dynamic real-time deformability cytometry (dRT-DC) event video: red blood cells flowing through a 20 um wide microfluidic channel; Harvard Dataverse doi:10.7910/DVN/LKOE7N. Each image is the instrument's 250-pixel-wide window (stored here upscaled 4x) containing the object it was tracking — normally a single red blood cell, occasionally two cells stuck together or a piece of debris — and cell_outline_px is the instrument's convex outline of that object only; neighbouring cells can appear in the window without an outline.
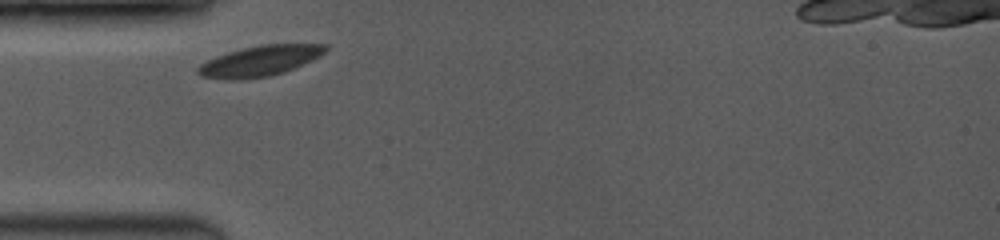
{"species": "common noctule bat (a hibernating species)", "species_latin": "Nyctalus noctula", "temperature_condition": "room temperature", "stored_images_in_passage": 14, "camera_frame_rate_fps": 3500, "um_per_image_px": 0.085, "animal": {"sex": "female", "body_mass_g": 19.0, "forearm_length_mm": 53.3}, "frame": {"image": 1, "passage_image": 1, "time_ms": 0.0, "image_size_px": [1000, 240], "cell_outline_px": [[328, 48], [320, 56], [312, 60], [284, 72], [268, 76], [240, 80], [224, 80], [200, 76], [196, 72], [196, 68], [200, 64], [216, 56], [228, 52], [260, 44], [328, 44]], "centroid_in_image_um": [22.05, 5.19], "position_along_channel_um": 62.9, "area_um2": 22.72}}
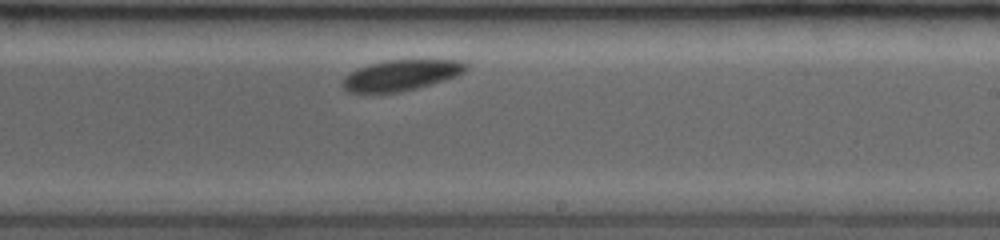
{"frame": {"image": 2, "passage_image": 7, "time_ms": 5.143, "image_size_px": [1000, 240], "cell_outline_px": [[468, 68], [464, 72], [456, 76], [444, 80], [416, 88], [400, 92], [348, 92], [340, 84], [356, 68], [368, 64], [384, 60], [464, 60], [468, 64]], "centroid_in_image_um": [34.12, 6.37], "position_along_channel_um": 254.9, "area_um2": 21.96}}
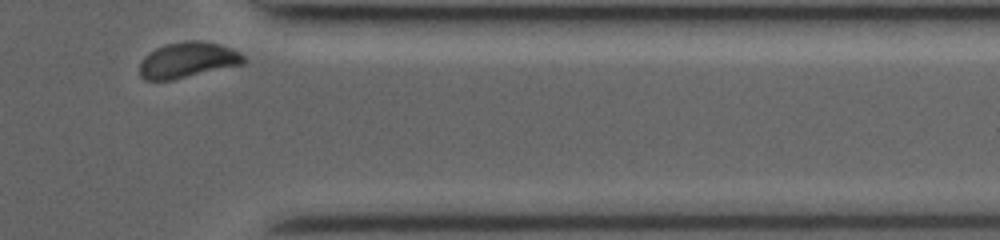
{"frame": {"image": 3, "passage_image": 14, "time_ms": 8.857, "image_size_px": [1000, 240], "cell_outline_px": [[248, 60], [244, 64], [172, 80], [144, 80], [140, 76], [140, 64], [144, 56], [156, 48], [164, 44], [188, 40], [196, 40], [220, 44], [232, 48], [240, 52]], "centroid_in_image_um": [15.98, 5.1], "position_along_channel_um": 395.4, "area_um2": 21.79}}